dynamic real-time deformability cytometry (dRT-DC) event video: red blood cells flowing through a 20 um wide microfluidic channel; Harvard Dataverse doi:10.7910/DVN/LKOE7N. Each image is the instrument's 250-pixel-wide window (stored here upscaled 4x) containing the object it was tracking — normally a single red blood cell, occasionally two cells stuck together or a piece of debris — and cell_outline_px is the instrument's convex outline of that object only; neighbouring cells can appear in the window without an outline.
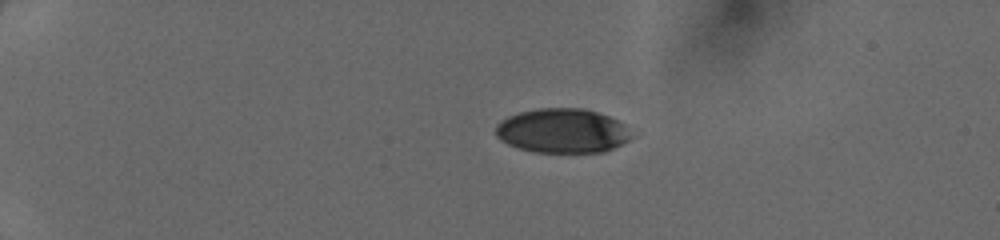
{"species": "human", "species_latin": "Homo sapiens", "temperature_condition": "cold", "stored_images_in_passage": 10, "camera_frame_rate_fps": 3000, "um_per_image_px": 0.085, "donor": {"sex": "female"}, "frame": {"image": 1, "passage_image": 1, "time_ms": 0.0, "image_size_px": [1000, 240], "cell_outline_px": [[632, 136], [628, 140], [604, 152], [532, 152], [508, 144], [500, 140], [496, 136], [496, 124], [500, 120], [508, 116], [520, 112], [540, 108], [584, 108], [608, 116], [624, 124]], "centroid_in_image_um": [47.77, 11.11], "position_along_channel_um": 37.2, "area_um2": 34.97}}
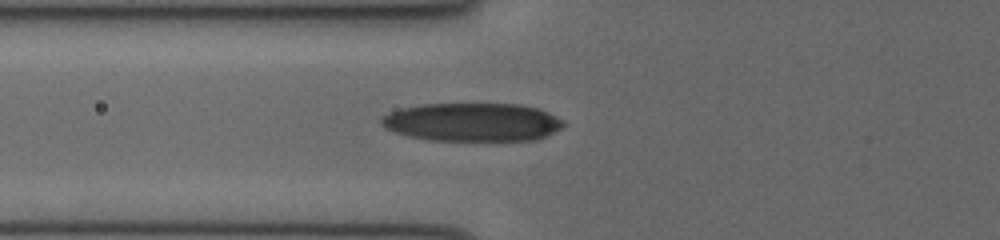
{"frame": {"image": 2, "passage_image": 7, "time_ms": 2.0, "image_size_px": [1000, 240], "cell_outline_px": [[564, 124], [560, 128], [536, 140], [428, 140], [408, 136], [392, 132], [384, 128], [380, 124], [380, 120], [384, 116], [400, 108], [424, 104], [520, 104], [540, 108], [564, 120]], "centroid_in_image_um": [40.13, 10.38], "position_along_channel_um": 85.7, "area_um2": 40.75}}
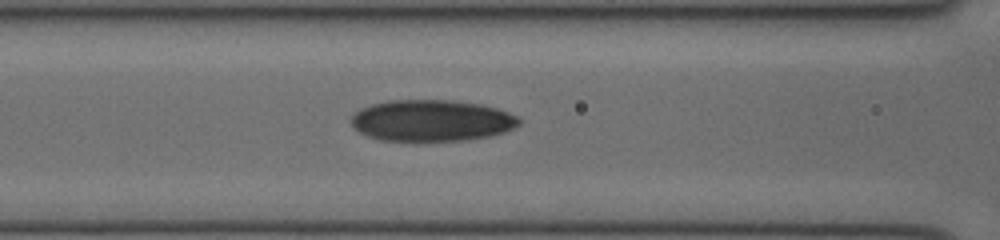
{"frame": {"image": 3, "passage_image": 10, "time_ms": 3.0, "image_size_px": [1000, 240], "cell_outline_px": [[520, 124], [504, 132], [492, 136], [468, 140], [380, 140], [368, 136], [360, 132], [352, 124], [352, 116], [360, 108], [372, 104], [388, 100], [448, 100], [480, 104], [496, 108], [508, 112], [516, 116], [520, 120]], "centroid_in_image_um": [36.7, 10.24], "position_along_channel_um": 129.9, "area_um2": 40.29}}